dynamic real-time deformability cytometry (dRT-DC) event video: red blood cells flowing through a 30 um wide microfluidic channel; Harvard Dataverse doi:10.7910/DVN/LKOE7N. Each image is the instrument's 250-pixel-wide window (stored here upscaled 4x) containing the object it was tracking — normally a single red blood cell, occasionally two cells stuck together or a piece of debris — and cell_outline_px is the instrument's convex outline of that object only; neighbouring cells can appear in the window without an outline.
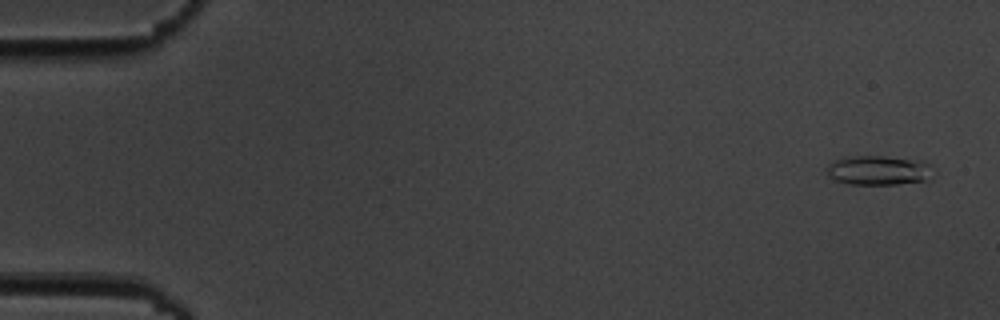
{"species": "common noctule bat (a hibernating species)", "species_latin": "Nyctalus noctula", "temperature_condition": "cold", "stored_images_in_passage": 5, "camera_frame_rate_fps": 3000, "um_per_image_px": 0.085, "animal": {"sex": "male", "body_mass_g": 19.5, "forearm_length_mm": 54.6}, "frame": {"image": 1, "passage_image": 1, "time_ms": 0.0, "image_size_px": [1000, 320], "cell_outline_px": [[932, 164], [928, 180], [896, 184], [848, 184], [836, 180], [828, 176], [824, 168], [828, 164], [844, 156], [884, 156], [924, 160]], "centroid_in_image_um": [74.65, 14.46], "position_along_channel_um": 10.4, "area_um2": 18.5}}